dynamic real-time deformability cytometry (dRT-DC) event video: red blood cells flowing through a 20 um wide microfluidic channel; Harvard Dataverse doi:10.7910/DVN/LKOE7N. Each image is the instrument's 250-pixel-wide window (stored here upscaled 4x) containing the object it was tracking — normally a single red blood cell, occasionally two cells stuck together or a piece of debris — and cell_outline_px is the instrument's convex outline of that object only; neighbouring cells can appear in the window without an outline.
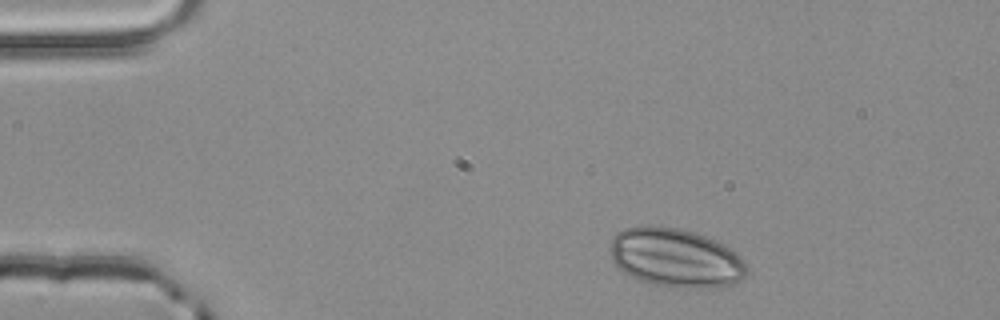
{"species": "common noctule bat (a hibernating species)", "species_latin": "Nyctalus noctula", "temperature_condition": "room temperature", "stored_images_in_passage": 3, "camera_frame_rate_fps": 3000, "um_per_image_px": 0.085, "animal": {"sex": "male", "body_mass_g": 20.4}, "frame": {"image": 1, "passage_image": 1, "time_ms": 0.0, "image_size_px": [1000, 320], "cell_outline_px": [[748, 272], [740, 280], [732, 284], [720, 288], [668, 288], [640, 280], [616, 268], [612, 260], [612, 236], [616, 232], [624, 228], [648, 224], [676, 228], [692, 232], [716, 240], [724, 244], [736, 252], [744, 260], [748, 268]], "centroid_in_image_um": [57.44, 21.93], "position_along_channel_um": 27.6, "area_um2": 47.45}}